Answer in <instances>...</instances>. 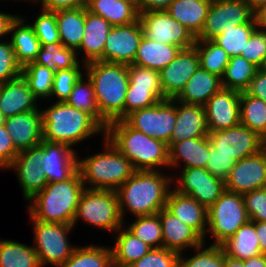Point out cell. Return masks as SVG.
<instances>
[{
    "label": "cell",
    "instance_id": "cell-49",
    "mask_svg": "<svg viewBox=\"0 0 266 267\" xmlns=\"http://www.w3.org/2000/svg\"><path fill=\"white\" fill-rule=\"evenodd\" d=\"M163 90H141L128 87L124 104V119L134 111L151 107L165 100Z\"/></svg>",
    "mask_w": 266,
    "mask_h": 267
},
{
    "label": "cell",
    "instance_id": "cell-21",
    "mask_svg": "<svg viewBox=\"0 0 266 267\" xmlns=\"http://www.w3.org/2000/svg\"><path fill=\"white\" fill-rule=\"evenodd\" d=\"M4 125L14 148L20 152L38 145L43 140L42 114L37 110L5 118Z\"/></svg>",
    "mask_w": 266,
    "mask_h": 267
},
{
    "label": "cell",
    "instance_id": "cell-46",
    "mask_svg": "<svg viewBox=\"0 0 266 267\" xmlns=\"http://www.w3.org/2000/svg\"><path fill=\"white\" fill-rule=\"evenodd\" d=\"M257 27V21H249L245 24L220 30V34L213 41L221 46L230 57L240 56L249 37Z\"/></svg>",
    "mask_w": 266,
    "mask_h": 267
},
{
    "label": "cell",
    "instance_id": "cell-62",
    "mask_svg": "<svg viewBox=\"0 0 266 267\" xmlns=\"http://www.w3.org/2000/svg\"><path fill=\"white\" fill-rule=\"evenodd\" d=\"M225 267H249V259L246 260H236L230 257H227L225 254Z\"/></svg>",
    "mask_w": 266,
    "mask_h": 267
},
{
    "label": "cell",
    "instance_id": "cell-1",
    "mask_svg": "<svg viewBox=\"0 0 266 267\" xmlns=\"http://www.w3.org/2000/svg\"><path fill=\"white\" fill-rule=\"evenodd\" d=\"M171 188V173L136 171L116 190L123 221H128V213L132 217L158 214Z\"/></svg>",
    "mask_w": 266,
    "mask_h": 267
},
{
    "label": "cell",
    "instance_id": "cell-57",
    "mask_svg": "<svg viewBox=\"0 0 266 267\" xmlns=\"http://www.w3.org/2000/svg\"><path fill=\"white\" fill-rule=\"evenodd\" d=\"M32 3L33 4L31 5L39 4L41 7L40 9L53 12L58 10L77 9L86 6L84 0H33Z\"/></svg>",
    "mask_w": 266,
    "mask_h": 267
},
{
    "label": "cell",
    "instance_id": "cell-42",
    "mask_svg": "<svg viewBox=\"0 0 266 267\" xmlns=\"http://www.w3.org/2000/svg\"><path fill=\"white\" fill-rule=\"evenodd\" d=\"M240 124L261 136L266 131V104L260 98L240 93Z\"/></svg>",
    "mask_w": 266,
    "mask_h": 267
},
{
    "label": "cell",
    "instance_id": "cell-4",
    "mask_svg": "<svg viewBox=\"0 0 266 267\" xmlns=\"http://www.w3.org/2000/svg\"><path fill=\"white\" fill-rule=\"evenodd\" d=\"M84 190L77 170L67 180L48 183L27 201V215L37 221L72 225Z\"/></svg>",
    "mask_w": 266,
    "mask_h": 267
},
{
    "label": "cell",
    "instance_id": "cell-3",
    "mask_svg": "<svg viewBox=\"0 0 266 267\" xmlns=\"http://www.w3.org/2000/svg\"><path fill=\"white\" fill-rule=\"evenodd\" d=\"M105 137L133 164L136 171H168V145L132 128L125 120L108 124Z\"/></svg>",
    "mask_w": 266,
    "mask_h": 267
},
{
    "label": "cell",
    "instance_id": "cell-70",
    "mask_svg": "<svg viewBox=\"0 0 266 267\" xmlns=\"http://www.w3.org/2000/svg\"><path fill=\"white\" fill-rule=\"evenodd\" d=\"M4 122H5V117L0 111V125H4Z\"/></svg>",
    "mask_w": 266,
    "mask_h": 267
},
{
    "label": "cell",
    "instance_id": "cell-31",
    "mask_svg": "<svg viewBox=\"0 0 266 267\" xmlns=\"http://www.w3.org/2000/svg\"><path fill=\"white\" fill-rule=\"evenodd\" d=\"M212 0H174L166 10L196 38L202 31Z\"/></svg>",
    "mask_w": 266,
    "mask_h": 267
},
{
    "label": "cell",
    "instance_id": "cell-63",
    "mask_svg": "<svg viewBox=\"0 0 266 267\" xmlns=\"http://www.w3.org/2000/svg\"><path fill=\"white\" fill-rule=\"evenodd\" d=\"M249 267H266V254L249 258Z\"/></svg>",
    "mask_w": 266,
    "mask_h": 267
},
{
    "label": "cell",
    "instance_id": "cell-22",
    "mask_svg": "<svg viewBox=\"0 0 266 267\" xmlns=\"http://www.w3.org/2000/svg\"><path fill=\"white\" fill-rule=\"evenodd\" d=\"M162 224L163 247L176 253H184L201 246L203 238L166 208L159 212Z\"/></svg>",
    "mask_w": 266,
    "mask_h": 267
},
{
    "label": "cell",
    "instance_id": "cell-41",
    "mask_svg": "<svg viewBox=\"0 0 266 267\" xmlns=\"http://www.w3.org/2000/svg\"><path fill=\"white\" fill-rule=\"evenodd\" d=\"M42 66L52 67L55 71L76 67L80 60L75 49L67 48L62 43L41 44L34 61Z\"/></svg>",
    "mask_w": 266,
    "mask_h": 267
},
{
    "label": "cell",
    "instance_id": "cell-7",
    "mask_svg": "<svg viewBox=\"0 0 266 267\" xmlns=\"http://www.w3.org/2000/svg\"><path fill=\"white\" fill-rule=\"evenodd\" d=\"M81 224L114 234L124 221L119 209V199L114 190L88 189L82 192L72 226Z\"/></svg>",
    "mask_w": 266,
    "mask_h": 267
},
{
    "label": "cell",
    "instance_id": "cell-15",
    "mask_svg": "<svg viewBox=\"0 0 266 267\" xmlns=\"http://www.w3.org/2000/svg\"><path fill=\"white\" fill-rule=\"evenodd\" d=\"M208 137L214 153H224L239 161L261 150L260 136L242 124L209 132Z\"/></svg>",
    "mask_w": 266,
    "mask_h": 267
},
{
    "label": "cell",
    "instance_id": "cell-24",
    "mask_svg": "<svg viewBox=\"0 0 266 267\" xmlns=\"http://www.w3.org/2000/svg\"><path fill=\"white\" fill-rule=\"evenodd\" d=\"M208 134L204 106L176 100V124L170 142L167 144L168 148L173 143L208 136Z\"/></svg>",
    "mask_w": 266,
    "mask_h": 267
},
{
    "label": "cell",
    "instance_id": "cell-27",
    "mask_svg": "<svg viewBox=\"0 0 266 267\" xmlns=\"http://www.w3.org/2000/svg\"><path fill=\"white\" fill-rule=\"evenodd\" d=\"M165 208L193 228L203 239L207 231V208L198 203L193 197L180 194L170 189Z\"/></svg>",
    "mask_w": 266,
    "mask_h": 267
},
{
    "label": "cell",
    "instance_id": "cell-17",
    "mask_svg": "<svg viewBox=\"0 0 266 267\" xmlns=\"http://www.w3.org/2000/svg\"><path fill=\"white\" fill-rule=\"evenodd\" d=\"M224 182L225 190L241 195L266 187V152L237 161Z\"/></svg>",
    "mask_w": 266,
    "mask_h": 267
},
{
    "label": "cell",
    "instance_id": "cell-43",
    "mask_svg": "<svg viewBox=\"0 0 266 267\" xmlns=\"http://www.w3.org/2000/svg\"><path fill=\"white\" fill-rule=\"evenodd\" d=\"M178 267H225V252L221 246L203 243L188 251V255L186 252L181 253Z\"/></svg>",
    "mask_w": 266,
    "mask_h": 267
},
{
    "label": "cell",
    "instance_id": "cell-2",
    "mask_svg": "<svg viewBox=\"0 0 266 267\" xmlns=\"http://www.w3.org/2000/svg\"><path fill=\"white\" fill-rule=\"evenodd\" d=\"M48 103L46 107L40 104L43 140L64 143L75 149L87 139L93 137L94 140L98 135L105 137V129L87 112L71 107L66 102Z\"/></svg>",
    "mask_w": 266,
    "mask_h": 267
},
{
    "label": "cell",
    "instance_id": "cell-23",
    "mask_svg": "<svg viewBox=\"0 0 266 267\" xmlns=\"http://www.w3.org/2000/svg\"><path fill=\"white\" fill-rule=\"evenodd\" d=\"M112 25L103 17L92 14L85 6V23L83 40L76 50L80 62H103V50Z\"/></svg>",
    "mask_w": 266,
    "mask_h": 267
},
{
    "label": "cell",
    "instance_id": "cell-34",
    "mask_svg": "<svg viewBox=\"0 0 266 267\" xmlns=\"http://www.w3.org/2000/svg\"><path fill=\"white\" fill-rule=\"evenodd\" d=\"M221 247L227 257L236 260L243 261L260 255L261 250L255 230V221L249 220L242 225Z\"/></svg>",
    "mask_w": 266,
    "mask_h": 267
},
{
    "label": "cell",
    "instance_id": "cell-19",
    "mask_svg": "<svg viewBox=\"0 0 266 267\" xmlns=\"http://www.w3.org/2000/svg\"><path fill=\"white\" fill-rule=\"evenodd\" d=\"M199 66V56L195 46L181 49L176 58L160 71L164 97L175 98Z\"/></svg>",
    "mask_w": 266,
    "mask_h": 267
},
{
    "label": "cell",
    "instance_id": "cell-36",
    "mask_svg": "<svg viewBox=\"0 0 266 267\" xmlns=\"http://www.w3.org/2000/svg\"><path fill=\"white\" fill-rule=\"evenodd\" d=\"M85 245H78L72 255L59 267H113L110 245L94 243Z\"/></svg>",
    "mask_w": 266,
    "mask_h": 267
},
{
    "label": "cell",
    "instance_id": "cell-58",
    "mask_svg": "<svg viewBox=\"0 0 266 267\" xmlns=\"http://www.w3.org/2000/svg\"><path fill=\"white\" fill-rule=\"evenodd\" d=\"M245 91L250 95L260 98L266 104V73L258 69Z\"/></svg>",
    "mask_w": 266,
    "mask_h": 267
},
{
    "label": "cell",
    "instance_id": "cell-45",
    "mask_svg": "<svg viewBox=\"0 0 266 267\" xmlns=\"http://www.w3.org/2000/svg\"><path fill=\"white\" fill-rule=\"evenodd\" d=\"M134 218L129 224L124 222V226L150 247L162 248V224L159 214L135 216Z\"/></svg>",
    "mask_w": 266,
    "mask_h": 267
},
{
    "label": "cell",
    "instance_id": "cell-54",
    "mask_svg": "<svg viewBox=\"0 0 266 267\" xmlns=\"http://www.w3.org/2000/svg\"><path fill=\"white\" fill-rule=\"evenodd\" d=\"M250 221H266V187L242 195Z\"/></svg>",
    "mask_w": 266,
    "mask_h": 267
},
{
    "label": "cell",
    "instance_id": "cell-60",
    "mask_svg": "<svg viewBox=\"0 0 266 267\" xmlns=\"http://www.w3.org/2000/svg\"><path fill=\"white\" fill-rule=\"evenodd\" d=\"M18 14H11L0 10V41L8 38L10 23Z\"/></svg>",
    "mask_w": 266,
    "mask_h": 267
},
{
    "label": "cell",
    "instance_id": "cell-18",
    "mask_svg": "<svg viewBox=\"0 0 266 267\" xmlns=\"http://www.w3.org/2000/svg\"><path fill=\"white\" fill-rule=\"evenodd\" d=\"M240 91L221 88L203 105L209 132L240 124Z\"/></svg>",
    "mask_w": 266,
    "mask_h": 267
},
{
    "label": "cell",
    "instance_id": "cell-16",
    "mask_svg": "<svg viewBox=\"0 0 266 267\" xmlns=\"http://www.w3.org/2000/svg\"><path fill=\"white\" fill-rule=\"evenodd\" d=\"M140 20L119 26H112L105 41L103 62L133 64L143 37Z\"/></svg>",
    "mask_w": 266,
    "mask_h": 267
},
{
    "label": "cell",
    "instance_id": "cell-37",
    "mask_svg": "<svg viewBox=\"0 0 266 267\" xmlns=\"http://www.w3.org/2000/svg\"><path fill=\"white\" fill-rule=\"evenodd\" d=\"M0 267H41L32 245L0 238Z\"/></svg>",
    "mask_w": 266,
    "mask_h": 267
},
{
    "label": "cell",
    "instance_id": "cell-33",
    "mask_svg": "<svg viewBox=\"0 0 266 267\" xmlns=\"http://www.w3.org/2000/svg\"><path fill=\"white\" fill-rule=\"evenodd\" d=\"M87 10L103 17L112 26L126 25L139 20V10L122 0H88Z\"/></svg>",
    "mask_w": 266,
    "mask_h": 267
},
{
    "label": "cell",
    "instance_id": "cell-55",
    "mask_svg": "<svg viewBox=\"0 0 266 267\" xmlns=\"http://www.w3.org/2000/svg\"><path fill=\"white\" fill-rule=\"evenodd\" d=\"M236 162L234 157L225 155L224 153H214V147L211 145L206 169L214 177L225 181Z\"/></svg>",
    "mask_w": 266,
    "mask_h": 267
},
{
    "label": "cell",
    "instance_id": "cell-61",
    "mask_svg": "<svg viewBox=\"0 0 266 267\" xmlns=\"http://www.w3.org/2000/svg\"><path fill=\"white\" fill-rule=\"evenodd\" d=\"M255 230L259 239L261 253L266 254V221H255Z\"/></svg>",
    "mask_w": 266,
    "mask_h": 267
},
{
    "label": "cell",
    "instance_id": "cell-38",
    "mask_svg": "<svg viewBox=\"0 0 266 267\" xmlns=\"http://www.w3.org/2000/svg\"><path fill=\"white\" fill-rule=\"evenodd\" d=\"M54 72L55 70L52 67L42 66L35 62L28 63L22 67V77L27 81L34 97L40 103L43 102L42 104L50 101L53 89Z\"/></svg>",
    "mask_w": 266,
    "mask_h": 267
},
{
    "label": "cell",
    "instance_id": "cell-40",
    "mask_svg": "<svg viewBox=\"0 0 266 267\" xmlns=\"http://www.w3.org/2000/svg\"><path fill=\"white\" fill-rule=\"evenodd\" d=\"M258 69L242 56L230 57L221 78L222 88L245 91Z\"/></svg>",
    "mask_w": 266,
    "mask_h": 267
},
{
    "label": "cell",
    "instance_id": "cell-44",
    "mask_svg": "<svg viewBox=\"0 0 266 267\" xmlns=\"http://www.w3.org/2000/svg\"><path fill=\"white\" fill-rule=\"evenodd\" d=\"M194 46L198 52L200 67L222 78L230 59L226 51L213 40H195Z\"/></svg>",
    "mask_w": 266,
    "mask_h": 267
},
{
    "label": "cell",
    "instance_id": "cell-20",
    "mask_svg": "<svg viewBox=\"0 0 266 267\" xmlns=\"http://www.w3.org/2000/svg\"><path fill=\"white\" fill-rule=\"evenodd\" d=\"M42 169L48 183L69 179L78 170V151L64 143L41 141Z\"/></svg>",
    "mask_w": 266,
    "mask_h": 267
},
{
    "label": "cell",
    "instance_id": "cell-29",
    "mask_svg": "<svg viewBox=\"0 0 266 267\" xmlns=\"http://www.w3.org/2000/svg\"><path fill=\"white\" fill-rule=\"evenodd\" d=\"M221 88V78L199 66L174 99L183 103L203 106Z\"/></svg>",
    "mask_w": 266,
    "mask_h": 267
},
{
    "label": "cell",
    "instance_id": "cell-68",
    "mask_svg": "<svg viewBox=\"0 0 266 267\" xmlns=\"http://www.w3.org/2000/svg\"><path fill=\"white\" fill-rule=\"evenodd\" d=\"M259 70L266 73V57L264 61L262 62L261 66L259 67Z\"/></svg>",
    "mask_w": 266,
    "mask_h": 267
},
{
    "label": "cell",
    "instance_id": "cell-30",
    "mask_svg": "<svg viewBox=\"0 0 266 267\" xmlns=\"http://www.w3.org/2000/svg\"><path fill=\"white\" fill-rule=\"evenodd\" d=\"M111 244L113 267H129L146 255L152 247L138 239L124 225L114 233Z\"/></svg>",
    "mask_w": 266,
    "mask_h": 267
},
{
    "label": "cell",
    "instance_id": "cell-67",
    "mask_svg": "<svg viewBox=\"0 0 266 267\" xmlns=\"http://www.w3.org/2000/svg\"><path fill=\"white\" fill-rule=\"evenodd\" d=\"M134 5L139 10V0H122Z\"/></svg>",
    "mask_w": 266,
    "mask_h": 267
},
{
    "label": "cell",
    "instance_id": "cell-56",
    "mask_svg": "<svg viewBox=\"0 0 266 267\" xmlns=\"http://www.w3.org/2000/svg\"><path fill=\"white\" fill-rule=\"evenodd\" d=\"M18 153L5 125H0V172L8 171Z\"/></svg>",
    "mask_w": 266,
    "mask_h": 267
},
{
    "label": "cell",
    "instance_id": "cell-50",
    "mask_svg": "<svg viewBox=\"0 0 266 267\" xmlns=\"http://www.w3.org/2000/svg\"><path fill=\"white\" fill-rule=\"evenodd\" d=\"M128 75V87L141 90H162L159 71L130 64L128 65Z\"/></svg>",
    "mask_w": 266,
    "mask_h": 267
},
{
    "label": "cell",
    "instance_id": "cell-8",
    "mask_svg": "<svg viewBox=\"0 0 266 267\" xmlns=\"http://www.w3.org/2000/svg\"><path fill=\"white\" fill-rule=\"evenodd\" d=\"M249 221L243 196L225 190L220 198L207 209V231L204 243L209 237L210 245L221 246ZM212 243V244H211Z\"/></svg>",
    "mask_w": 266,
    "mask_h": 267
},
{
    "label": "cell",
    "instance_id": "cell-5",
    "mask_svg": "<svg viewBox=\"0 0 266 267\" xmlns=\"http://www.w3.org/2000/svg\"><path fill=\"white\" fill-rule=\"evenodd\" d=\"M84 73L92 82L101 118L107 124L124 120L128 65L93 61L85 64Z\"/></svg>",
    "mask_w": 266,
    "mask_h": 267
},
{
    "label": "cell",
    "instance_id": "cell-26",
    "mask_svg": "<svg viewBox=\"0 0 266 267\" xmlns=\"http://www.w3.org/2000/svg\"><path fill=\"white\" fill-rule=\"evenodd\" d=\"M39 104L22 75L0 84V111L5 118L37 110Z\"/></svg>",
    "mask_w": 266,
    "mask_h": 267
},
{
    "label": "cell",
    "instance_id": "cell-51",
    "mask_svg": "<svg viewBox=\"0 0 266 267\" xmlns=\"http://www.w3.org/2000/svg\"><path fill=\"white\" fill-rule=\"evenodd\" d=\"M21 70L10 40L0 41V84L16 79L21 75Z\"/></svg>",
    "mask_w": 266,
    "mask_h": 267
},
{
    "label": "cell",
    "instance_id": "cell-28",
    "mask_svg": "<svg viewBox=\"0 0 266 267\" xmlns=\"http://www.w3.org/2000/svg\"><path fill=\"white\" fill-rule=\"evenodd\" d=\"M19 14L10 23L8 39L14 50L15 59L22 68L36 60L41 44L33 27Z\"/></svg>",
    "mask_w": 266,
    "mask_h": 267
},
{
    "label": "cell",
    "instance_id": "cell-13",
    "mask_svg": "<svg viewBox=\"0 0 266 267\" xmlns=\"http://www.w3.org/2000/svg\"><path fill=\"white\" fill-rule=\"evenodd\" d=\"M144 36L164 44L186 49L194 46L196 38L166 10L140 13Z\"/></svg>",
    "mask_w": 266,
    "mask_h": 267
},
{
    "label": "cell",
    "instance_id": "cell-32",
    "mask_svg": "<svg viewBox=\"0 0 266 267\" xmlns=\"http://www.w3.org/2000/svg\"><path fill=\"white\" fill-rule=\"evenodd\" d=\"M181 49L175 45L152 41L143 35L133 64L160 72L176 58Z\"/></svg>",
    "mask_w": 266,
    "mask_h": 267
},
{
    "label": "cell",
    "instance_id": "cell-9",
    "mask_svg": "<svg viewBox=\"0 0 266 267\" xmlns=\"http://www.w3.org/2000/svg\"><path fill=\"white\" fill-rule=\"evenodd\" d=\"M28 217L33 229L32 247L41 267H59L78 246L73 245L69 236L75 228L70 224L42 222Z\"/></svg>",
    "mask_w": 266,
    "mask_h": 267
},
{
    "label": "cell",
    "instance_id": "cell-12",
    "mask_svg": "<svg viewBox=\"0 0 266 267\" xmlns=\"http://www.w3.org/2000/svg\"><path fill=\"white\" fill-rule=\"evenodd\" d=\"M124 120L132 128L168 144L176 124V100H162L151 107L132 112Z\"/></svg>",
    "mask_w": 266,
    "mask_h": 267
},
{
    "label": "cell",
    "instance_id": "cell-25",
    "mask_svg": "<svg viewBox=\"0 0 266 267\" xmlns=\"http://www.w3.org/2000/svg\"><path fill=\"white\" fill-rule=\"evenodd\" d=\"M211 142L208 136L173 143L169 148V173L175 169L206 168ZM172 171V172H171Z\"/></svg>",
    "mask_w": 266,
    "mask_h": 267
},
{
    "label": "cell",
    "instance_id": "cell-10",
    "mask_svg": "<svg viewBox=\"0 0 266 267\" xmlns=\"http://www.w3.org/2000/svg\"><path fill=\"white\" fill-rule=\"evenodd\" d=\"M172 188L180 194L193 197L208 209L225 191V182L214 177L206 168H185L172 173Z\"/></svg>",
    "mask_w": 266,
    "mask_h": 267
},
{
    "label": "cell",
    "instance_id": "cell-39",
    "mask_svg": "<svg viewBox=\"0 0 266 267\" xmlns=\"http://www.w3.org/2000/svg\"><path fill=\"white\" fill-rule=\"evenodd\" d=\"M66 103L71 107L87 112L104 129L107 128L108 124L100 116L92 82L85 73H83L75 82V85L70 93L69 98L66 100Z\"/></svg>",
    "mask_w": 266,
    "mask_h": 267
},
{
    "label": "cell",
    "instance_id": "cell-59",
    "mask_svg": "<svg viewBox=\"0 0 266 267\" xmlns=\"http://www.w3.org/2000/svg\"><path fill=\"white\" fill-rule=\"evenodd\" d=\"M173 1L174 0H139V14L148 11L167 10Z\"/></svg>",
    "mask_w": 266,
    "mask_h": 267
},
{
    "label": "cell",
    "instance_id": "cell-64",
    "mask_svg": "<svg viewBox=\"0 0 266 267\" xmlns=\"http://www.w3.org/2000/svg\"><path fill=\"white\" fill-rule=\"evenodd\" d=\"M258 27L266 30V5L256 12Z\"/></svg>",
    "mask_w": 266,
    "mask_h": 267
},
{
    "label": "cell",
    "instance_id": "cell-14",
    "mask_svg": "<svg viewBox=\"0 0 266 267\" xmlns=\"http://www.w3.org/2000/svg\"><path fill=\"white\" fill-rule=\"evenodd\" d=\"M42 155L43 145L39 143L29 149L20 151L8 169L16 174L25 202L29 201L48 184L45 172L41 167Z\"/></svg>",
    "mask_w": 266,
    "mask_h": 267
},
{
    "label": "cell",
    "instance_id": "cell-6",
    "mask_svg": "<svg viewBox=\"0 0 266 267\" xmlns=\"http://www.w3.org/2000/svg\"><path fill=\"white\" fill-rule=\"evenodd\" d=\"M102 150L78 157V171L85 188L116 191L136 169L106 137Z\"/></svg>",
    "mask_w": 266,
    "mask_h": 267
},
{
    "label": "cell",
    "instance_id": "cell-35",
    "mask_svg": "<svg viewBox=\"0 0 266 267\" xmlns=\"http://www.w3.org/2000/svg\"><path fill=\"white\" fill-rule=\"evenodd\" d=\"M61 43L77 50L83 40L85 23V6L77 9L55 11Z\"/></svg>",
    "mask_w": 266,
    "mask_h": 267
},
{
    "label": "cell",
    "instance_id": "cell-66",
    "mask_svg": "<svg viewBox=\"0 0 266 267\" xmlns=\"http://www.w3.org/2000/svg\"><path fill=\"white\" fill-rule=\"evenodd\" d=\"M261 138V150H266V131L260 136Z\"/></svg>",
    "mask_w": 266,
    "mask_h": 267
},
{
    "label": "cell",
    "instance_id": "cell-53",
    "mask_svg": "<svg viewBox=\"0 0 266 267\" xmlns=\"http://www.w3.org/2000/svg\"><path fill=\"white\" fill-rule=\"evenodd\" d=\"M240 56L253 63L258 68L266 57V30L257 27L248 39Z\"/></svg>",
    "mask_w": 266,
    "mask_h": 267
},
{
    "label": "cell",
    "instance_id": "cell-48",
    "mask_svg": "<svg viewBox=\"0 0 266 267\" xmlns=\"http://www.w3.org/2000/svg\"><path fill=\"white\" fill-rule=\"evenodd\" d=\"M38 12L40 13H34L37 16L31 23L30 19L27 18L29 17L27 13L26 16H24L23 14L22 16L33 27L34 32L40 41V44L61 43L55 12L43 9H40Z\"/></svg>",
    "mask_w": 266,
    "mask_h": 267
},
{
    "label": "cell",
    "instance_id": "cell-65",
    "mask_svg": "<svg viewBox=\"0 0 266 267\" xmlns=\"http://www.w3.org/2000/svg\"><path fill=\"white\" fill-rule=\"evenodd\" d=\"M247 2L251 5L255 12L266 5V0H247Z\"/></svg>",
    "mask_w": 266,
    "mask_h": 267
},
{
    "label": "cell",
    "instance_id": "cell-11",
    "mask_svg": "<svg viewBox=\"0 0 266 267\" xmlns=\"http://www.w3.org/2000/svg\"><path fill=\"white\" fill-rule=\"evenodd\" d=\"M257 21L247 0H212L201 33L196 40H213L220 30Z\"/></svg>",
    "mask_w": 266,
    "mask_h": 267
},
{
    "label": "cell",
    "instance_id": "cell-69",
    "mask_svg": "<svg viewBox=\"0 0 266 267\" xmlns=\"http://www.w3.org/2000/svg\"><path fill=\"white\" fill-rule=\"evenodd\" d=\"M1 1H2V3H3V1H6V2H9L10 1V2H14V3L17 2V4H18V1H19V3L21 2V0H8V1L7 0H1ZM32 1L33 0H22V2H25V3L26 2H28V3L31 2V4H32Z\"/></svg>",
    "mask_w": 266,
    "mask_h": 267
},
{
    "label": "cell",
    "instance_id": "cell-47",
    "mask_svg": "<svg viewBox=\"0 0 266 267\" xmlns=\"http://www.w3.org/2000/svg\"><path fill=\"white\" fill-rule=\"evenodd\" d=\"M85 64L80 62L70 69L56 70L54 72L53 89L50 101L66 102L75 85V82L84 73Z\"/></svg>",
    "mask_w": 266,
    "mask_h": 267
},
{
    "label": "cell",
    "instance_id": "cell-52",
    "mask_svg": "<svg viewBox=\"0 0 266 267\" xmlns=\"http://www.w3.org/2000/svg\"><path fill=\"white\" fill-rule=\"evenodd\" d=\"M179 255V253L167 250L165 247L152 248L129 267H178Z\"/></svg>",
    "mask_w": 266,
    "mask_h": 267
}]
</instances>
